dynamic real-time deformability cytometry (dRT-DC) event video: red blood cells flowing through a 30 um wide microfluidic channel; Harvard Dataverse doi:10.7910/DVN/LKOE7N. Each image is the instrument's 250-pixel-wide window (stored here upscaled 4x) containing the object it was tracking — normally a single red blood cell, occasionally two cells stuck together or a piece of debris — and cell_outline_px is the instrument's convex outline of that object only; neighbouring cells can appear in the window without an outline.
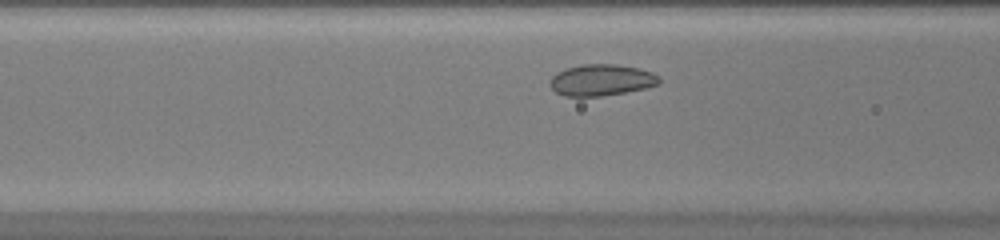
{"species": "common noctule bat (a hibernating species)", "species_latin": "Nyctalus noctula", "temperature_condition": "warm", "stored_images_in_passage": 27, "camera_frame_rate_fps": 3000, "um_per_image_px": 0.085, "animal": {"sex": "female", "body_mass_g": 20.0, "forearm_length_mm": 54.0}, "frame": {"image": 1, "passage_image": 7, "time_ms": 2.0, "image_size_px": [1000, 240], "cell_outline_px": [[660, 84], [644, 88], [624, 92], [600, 96], [564, 96], [556, 92], [548, 84], [548, 80], [556, 72], [568, 68], [584, 64], [616, 64], [640, 68], [652, 72], [660, 80]], "centroid_in_image_um": [51.08, 6.8], "position_along_channel_um": 115.5, "area_um2": 19.94}}
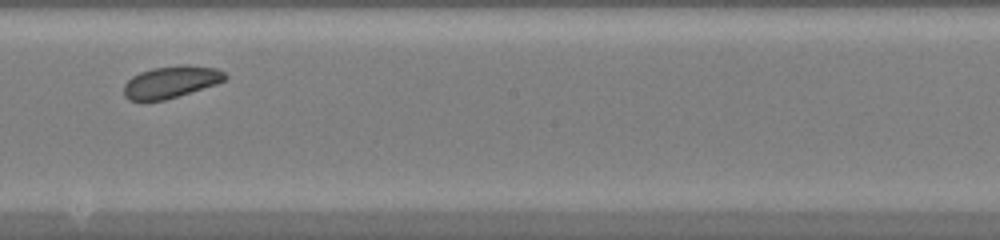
{"frame": {"image": 2, "passage_image": 15, "time_ms": 4.667, "image_size_px": [1000, 240], "cell_outline_px": [[228, 76], [224, 80], [216, 84], [164, 100], [128, 100], [124, 96], [124, 84], [132, 76], [140, 72], [152, 68], [180, 64], [188, 64], [216, 68], [224, 72]], "centroid_in_image_um": [14.53, 6.94], "position_along_channel_um": 233.7, "area_um2": 18.84}}
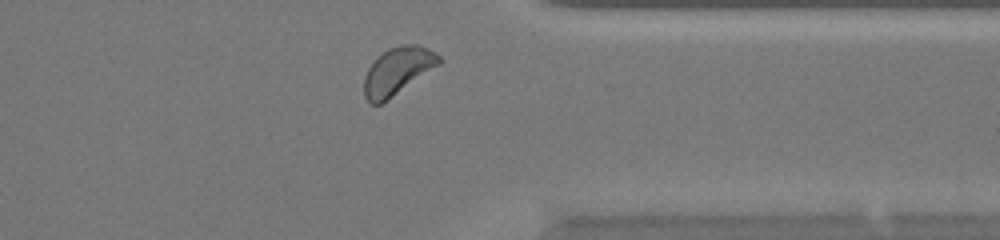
{"frame": {"image": 3, "passage_image": 25, "time_ms": 8.0, "image_size_px": [1000, 240], "cell_outline_px": [[440, 64], [380, 104], [372, 104], [364, 96], [364, 76], [368, 68], [388, 48], [400, 44], [416, 44], [428, 48], [436, 52], [440, 56]], "centroid_in_image_um": [33.8, 6.01], "position_along_channel_um": 377.6, "area_um2": 20.23}}